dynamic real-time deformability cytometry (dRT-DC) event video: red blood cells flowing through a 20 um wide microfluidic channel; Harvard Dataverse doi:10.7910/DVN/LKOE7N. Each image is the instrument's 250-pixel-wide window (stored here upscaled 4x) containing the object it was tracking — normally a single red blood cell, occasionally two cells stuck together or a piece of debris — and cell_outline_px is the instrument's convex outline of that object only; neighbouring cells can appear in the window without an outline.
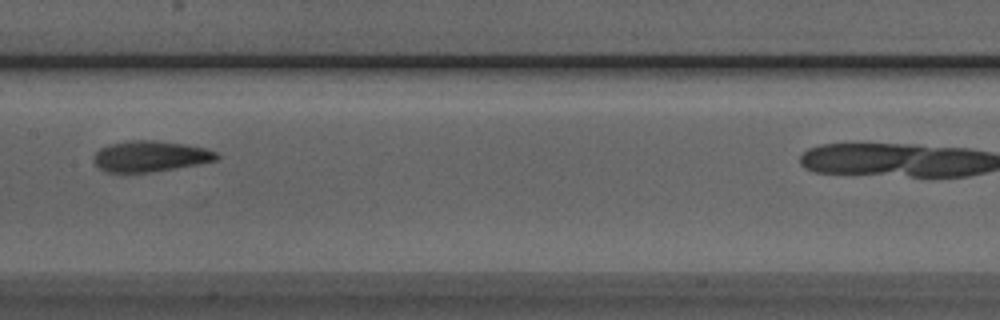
{"species": "Egyptian fruit bat (a non-hibernating species)", "species_latin": "Rousettus aegyptiacus", "temperature_condition": "room temperature", "stored_images_in_passage": 7, "camera_frame_rate_fps": 3000, "um_per_image_px": 0.085, "animal": {"sex": "male"}, "frame": {"image": 1, "passage_image": 6, "time_ms": 1.667, "image_size_px": [1000, 320], "cell_outline_px": [[220, 156], [216, 160], [196, 164], [148, 172], [108, 172], [100, 168], [96, 164], [96, 152], [100, 148], [112, 144], [128, 140], [152, 140], [184, 144], [204, 148], [216, 152]], "centroid_in_image_um": [12.79, 13.27], "position_along_channel_um": 194.6, "area_um2": 21.5}}